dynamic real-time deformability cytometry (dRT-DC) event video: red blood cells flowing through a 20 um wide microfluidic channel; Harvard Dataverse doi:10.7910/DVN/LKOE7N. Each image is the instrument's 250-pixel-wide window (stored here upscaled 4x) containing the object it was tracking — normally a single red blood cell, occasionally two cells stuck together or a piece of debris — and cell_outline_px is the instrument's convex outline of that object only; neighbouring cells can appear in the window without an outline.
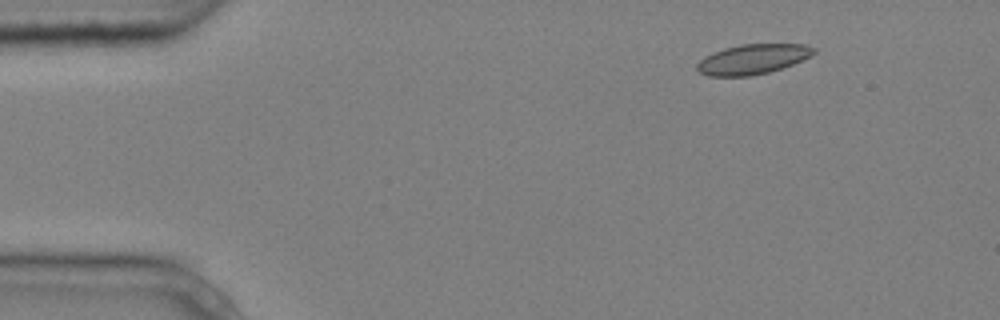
{"species": "common noctule bat (a hibernating species)", "species_latin": "Nyctalus noctula", "temperature_condition": "cold", "stored_images_in_passage": 5, "camera_frame_rate_fps": 3000, "um_per_image_px": 0.085, "animal": {"sex": "male", "body_mass_g": 20.4}, "frame": {"image": 1, "passage_image": 2, "time_ms": 0.333, "image_size_px": [1000, 320], "cell_outline_px": [[816, 52], [812, 56], [792, 64], [768, 72], [752, 76], [708, 76], [700, 72], [696, 68], [696, 64], [704, 56], [712, 52], [724, 48], [740, 44], [804, 44], [816, 48]], "centroid_in_image_um": [63.97, 5.02], "position_along_channel_um": 21.0, "area_um2": 20.46}}
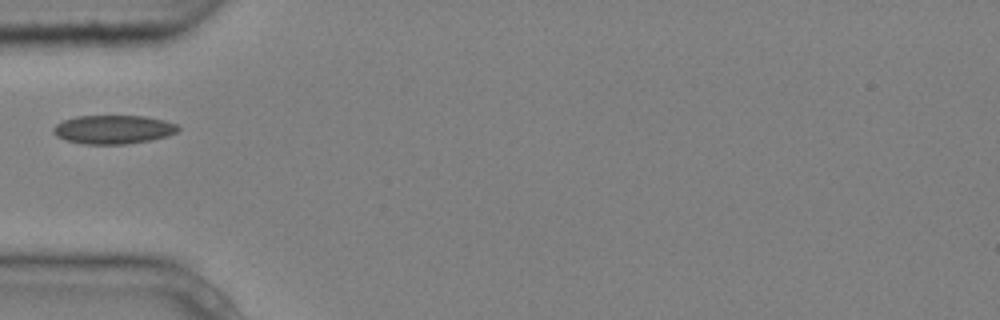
{"frame": {"image": 2, "passage_image": 5, "time_ms": 1.333, "image_size_px": [1000, 320], "cell_outline_px": [[180, 128], [176, 132], [168, 136], [148, 140], [124, 144], [84, 144], [64, 140], [56, 136], [52, 132], [52, 128], [56, 124], [64, 120], [76, 116], [144, 116], [164, 120], [176, 124]], "centroid_in_image_um": [9.59, 11.0], "position_along_channel_um": 75.4, "area_um2": 20.87}}